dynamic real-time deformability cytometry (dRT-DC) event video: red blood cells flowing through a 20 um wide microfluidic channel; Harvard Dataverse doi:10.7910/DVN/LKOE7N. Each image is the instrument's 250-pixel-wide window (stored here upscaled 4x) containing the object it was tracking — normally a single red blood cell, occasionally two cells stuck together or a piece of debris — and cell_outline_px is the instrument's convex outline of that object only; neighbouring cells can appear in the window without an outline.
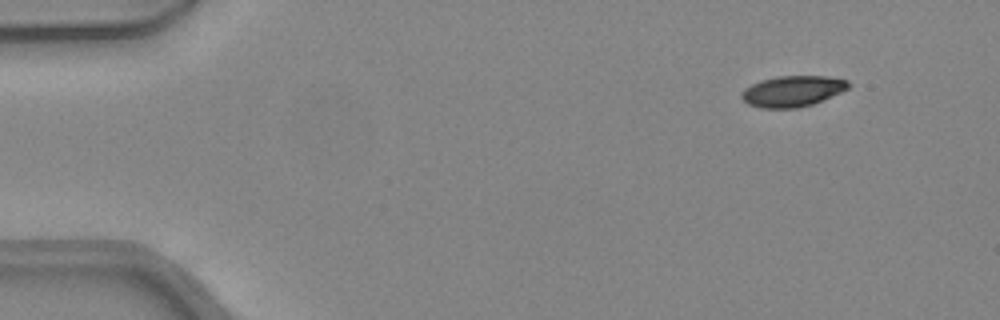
{"species": "common noctule bat (a hibernating species)", "species_latin": "Nyctalus noctula", "temperature_condition": "warm", "stored_images_in_passage": 43, "camera_frame_rate_fps": 3000, "um_per_image_px": 0.085, "animal": {"sex": "female", "body_mass_g": 24.6, "forearm_length_mm": 56.2}, "frame": {"image": 1, "passage_image": 1, "time_ms": 0.0, "image_size_px": [1000, 320], "cell_outline_px": [[852, 84], [848, 88], [840, 92], [812, 104], [796, 108], [760, 108], [748, 104], [740, 96], [740, 92], [744, 88], [760, 80], [776, 76], [828, 76], [848, 80]], "centroid_in_image_um": [67.34, 7.74], "position_along_channel_um": 17.7, "area_um2": 19.31}}
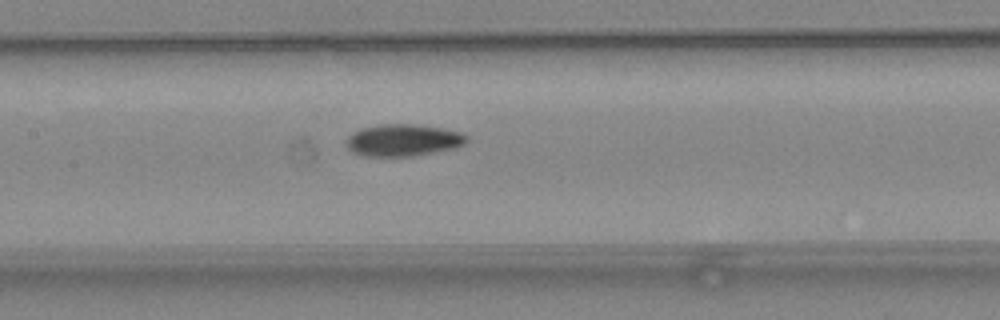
{"frame": {"image": 2, "passage_image": 19, "time_ms": 6.0, "image_size_px": [1000, 320], "cell_outline_px": [[468, 140], [464, 144], [456, 148], [412, 156], [364, 156], [352, 152], [344, 144], [348, 136], [352, 132], [360, 128], [380, 124], [412, 124], [444, 128], [460, 132], [468, 136]], "centroid_in_image_um": [34.24, 11.91], "position_along_channel_um": 173.2, "area_um2": 22.66}}
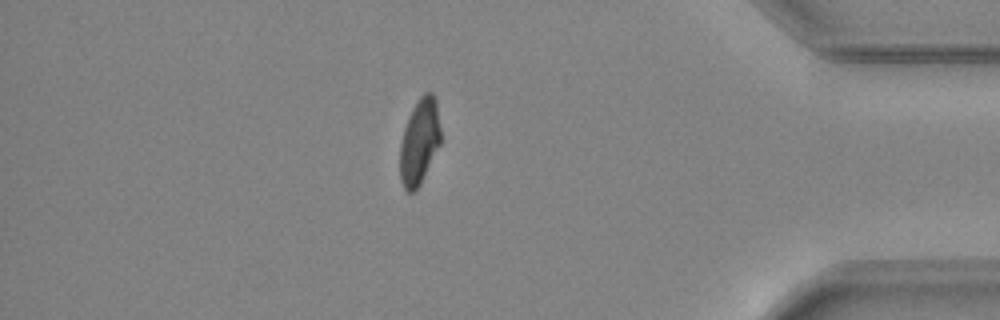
{"frame": {"image": 3, "passage_image": 37, "time_ms": 12.0, "image_size_px": [1000, 320], "cell_outline_px": [[440, 144], [420, 184], [412, 192], [408, 192], [404, 188], [400, 180], [400, 144], [404, 128], [408, 116], [416, 100], [424, 92], [432, 92], [436, 100], [440, 128]], "centroid_in_image_um": [35.64, 12.0], "position_along_channel_um": 399.6, "area_um2": 20.29}, "authors_computed_cell_mechanics": {"area_um2": 21.2126, "velocity_mm_per_s": 4.3813, "shape_relaxation_time_tau1_ms": 4.6896, "shape_relaxation_time_tau2_ms": 5.4773, "deformation_change_tau1": 0.1752, "deformation_change_tau2": 0.0967}}